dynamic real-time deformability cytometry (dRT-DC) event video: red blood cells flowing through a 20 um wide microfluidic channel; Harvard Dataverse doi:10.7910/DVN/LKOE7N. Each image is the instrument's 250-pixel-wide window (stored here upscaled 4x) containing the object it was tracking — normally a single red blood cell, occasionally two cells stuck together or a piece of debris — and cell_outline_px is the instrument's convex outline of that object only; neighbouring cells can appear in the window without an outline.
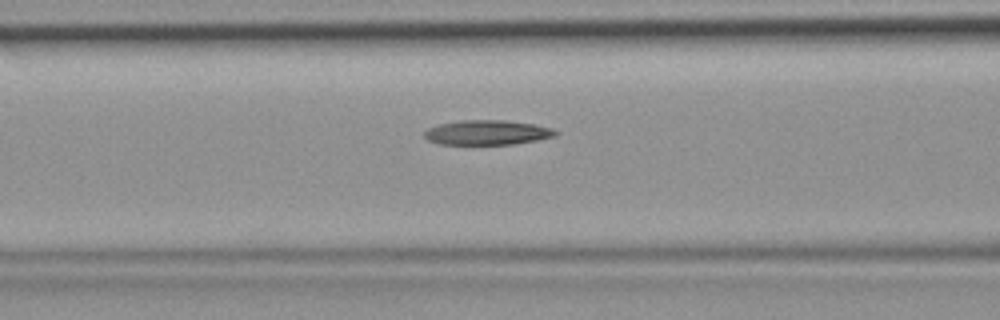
{"species": "common noctule bat (a hibernating species)", "species_latin": "Nyctalus noctula", "temperature_condition": "room temperature", "stored_images_in_passage": 45, "camera_frame_rate_fps": 3000, "um_per_image_px": 0.085, "animal": {"sex": "female", "body_mass_g": 19.9}, "frame": {"image": 1, "passage_image": 18, "time_ms": 5.667, "image_size_px": [1000, 320], "cell_outline_px": [[560, 132], [556, 136], [536, 140], [512, 144], [440, 144], [428, 140], [424, 136], [424, 132], [428, 128], [440, 124], [460, 120], [504, 120], [532, 124], [552, 128]], "centroid_in_image_um": [41.42, 11.26], "position_along_channel_um": 125.2, "area_um2": 18.79}}
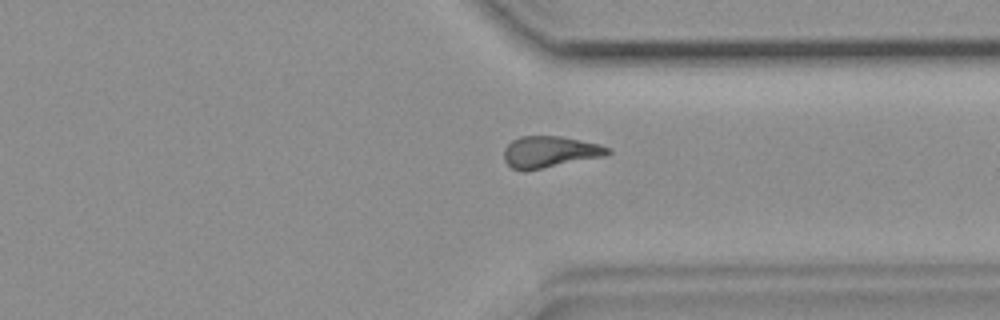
{"frame": {"image": 2, "passage_image": 34, "time_ms": 11.0, "image_size_px": [1000, 320], "cell_outline_px": [[612, 152], [604, 156], [524, 172], [512, 168], [504, 160], [504, 148], [512, 140], [520, 136], [560, 136], [600, 144], [612, 148]], "centroid_in_image_um": [46.73, 12.91], "position_along_channel_um": 364.7, "area_um2": 19.19}}
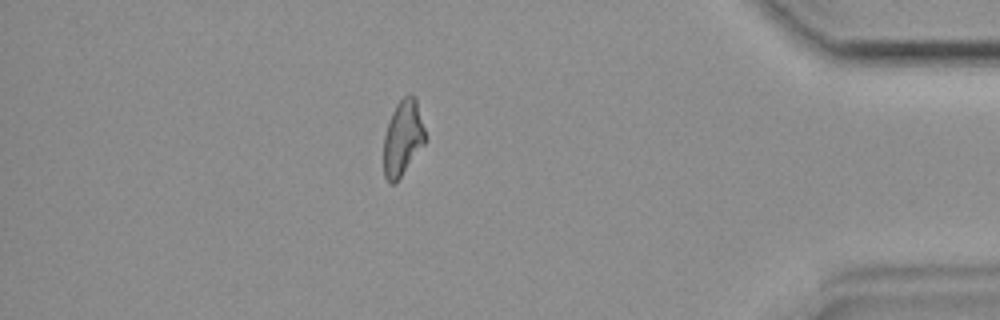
{"frame": {"image": 3, "passage_image": 39, "time_ms": 12.667, "image_size_px": [1000, 320], "cell_outline_px": [[428, 136], [424, 144], [400, 176], [392, 184], [384, 176], [384, 136], [392, 112], [396, 104], [408, 92], [412, 92], [416, 96]], "centroid_in_image_um": [34.28, 11.62], "position_along_channel_um": 400.9, "area_um2": 18.38}}